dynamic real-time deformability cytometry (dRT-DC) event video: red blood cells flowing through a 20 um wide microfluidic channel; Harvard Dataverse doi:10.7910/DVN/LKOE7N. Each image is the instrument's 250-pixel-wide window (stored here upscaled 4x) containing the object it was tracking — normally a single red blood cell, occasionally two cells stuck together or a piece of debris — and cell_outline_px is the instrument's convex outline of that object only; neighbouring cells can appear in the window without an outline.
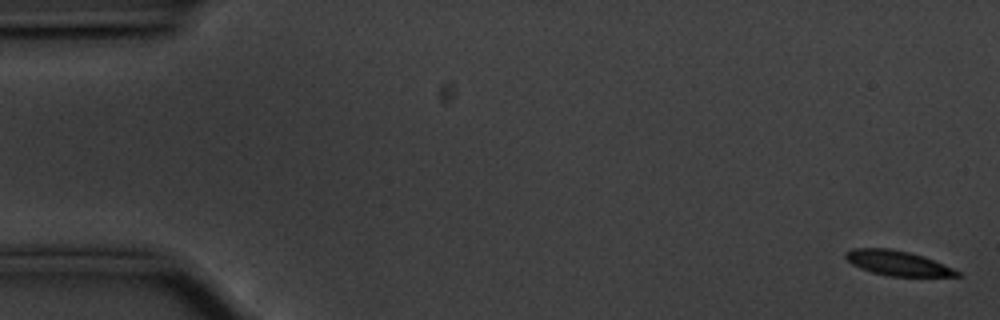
{"species": "common noctule bat (a hibernating species)", "species_latin": "Nyctalus noctula", "temperature_condition": "cold", "stored_images_in_passage": 57, "camera_frame_rate_fps": 3000, "um_per_image_px": 0.085, "animal": {"sex": "male", "body_mass_g": 20.1, "forearm_length_mm": 53.5}, "frame": {"image": 1, "passage_image": 2, "time_ms": 0.333, "image_size_px": [1000, 320], "cell_outline_px": [[960, 276], [888, 276], [872, 272], [860, 268], [852, 264], [844, 256], [844, 252], [852, 248], [888, 248], [908, 252], [924, 256], [952, 268], [960, 272]], "centroid_in_image_um": [76.25, 22.35], "position_along_channel_um": 8.7, "area_um2": 16.01}}
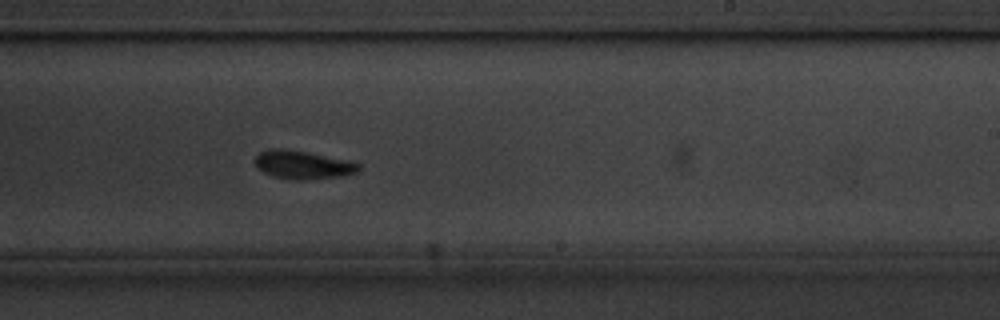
{"frame": {"image": 2, "passage_image": 35, "time_ms": 11.333, "image_size_px": [1000, 320], "cell_outline_px": [[360, 172], [340, 176], [296, 180], [292, 180], [272, 176], [256, 168], [252, 160], [260, 152], [268, 148], [284, 148], [308, 152], [352, 160], [360, 164]], "centroid_in_image_um": [25.72, 13.99], "position_along_channel_um": 263.3, "area_um2": 17.51}}
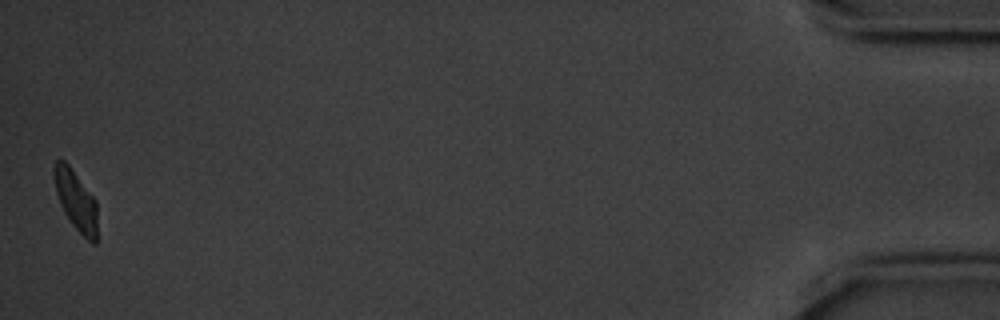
{"frame": {"image": 3, "passage_image": 57, "time_ms": 18.667, "image_size_px": [1000, 320], "cell_outline_px": [[96, 244], [92, 244], [68, 220], [60, 204], [56, 192], [52, 176], [52, 168], [56, 160], [64, 160], [68, 164], [96, 200]], "centroid_in_image_um": [6.41, 17.0], "position_along_channel_um": 428.8, "area_um2": 15.09}, "authors_computed_cell_mechanics": {"area_um2": 16.8198, "velocity_mm_per_s": 3.5192, "shape_relaxation_time_tau1_ms": 2.034, "shape_relaxation_time_tau2_ms": 3.0298, "deformation_change_tau1": 0.1507, "deformation_change_tau2": 0.0812}}